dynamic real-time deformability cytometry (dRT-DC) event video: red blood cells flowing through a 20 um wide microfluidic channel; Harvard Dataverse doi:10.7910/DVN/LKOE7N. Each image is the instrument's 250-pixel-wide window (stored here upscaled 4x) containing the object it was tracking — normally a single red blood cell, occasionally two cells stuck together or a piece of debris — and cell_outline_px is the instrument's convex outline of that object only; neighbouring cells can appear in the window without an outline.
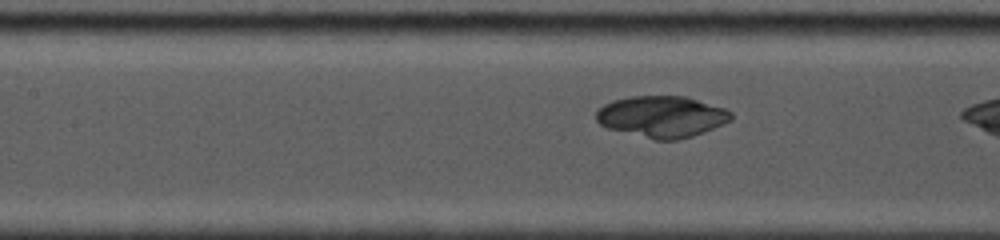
{"species": "common noctule bat (a hibernating species)", "species_latin": "Nyctalus noctula", "temperature_condition": "cold", "stored_images_in_passage": 28, "camera_frame_rate_fps": 5000, "um_per_image_px": 0.085, "animal": {"sex": "female", "body_mass_g": 19.0, "forearm_length_mm": 53.3}, "frame": {"image": 1, "passage_image": 16, "time_ms": 2.6, "image_size_px": [1000, 240], "cell_outline_px": [[732, 120], [724, 124], [704, 132], [692, 136], [676, 140], [656, 140], [608, 128], [600, 124], [596, 120], [596, 112], [604, 104], [612, 100], [632, 96], [684, 96], [724, 108], [732, 112]], "centroid_in_image_um": [56.26, 9.91], "position_along_channel_um": 151.1, "area_um2": 32.43}}
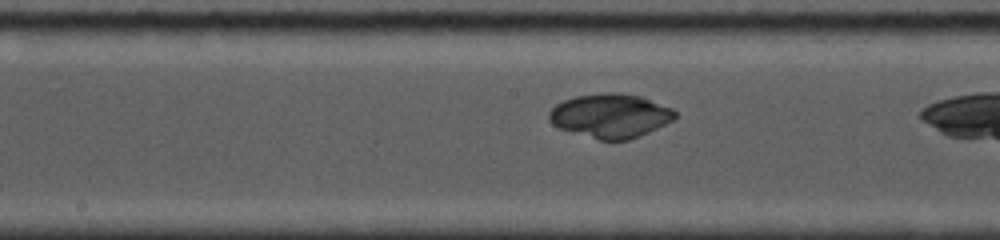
{"frame": {"image": 2, "passage_image": 21, "time_ms": 3.8, "image_size_px": [1000, 240], "cell_outline_px": [[676, 120], [648, 132], [628, 140], [600, 140], [560, 128], [552, 124], [548, 120], [548, 112], [556, 104], [564, 100], [576, 96], [600, 92], [620, 92], [640, 96], [672, 108], [676, 112]], "centroid_in_image_um": [51.89, 9.82], "position_along_channel_um": 196.3, "area_um2": 32.43}}
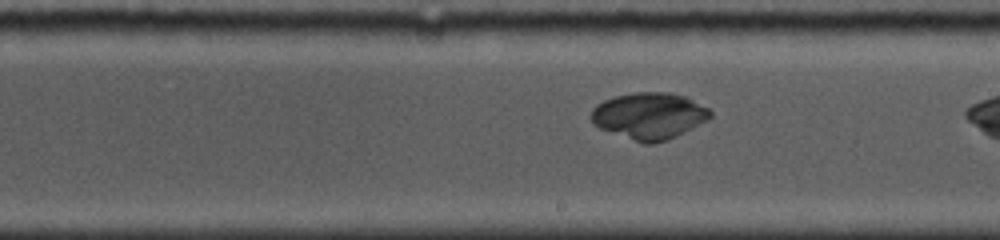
{"frame": {"image": 3, "passage_image": 25, "time_ms": 4.8, "image_size_px": [1000, 240], "cell_outline_px": [[712, 116], [708, 120], [676, 136], [656, 144], [644, 144], [600, 128], [592, 124], [588, 116], [592, 108], [596, 104], [604, 100], [616, 96], [636, 92], [668, 92], [684, 96], [708, 108], [712, 112]], "centroid_in_image_um": [55.15, 9.85], "position_along_channel_um": 233.9, "area_um2": 32.43}}